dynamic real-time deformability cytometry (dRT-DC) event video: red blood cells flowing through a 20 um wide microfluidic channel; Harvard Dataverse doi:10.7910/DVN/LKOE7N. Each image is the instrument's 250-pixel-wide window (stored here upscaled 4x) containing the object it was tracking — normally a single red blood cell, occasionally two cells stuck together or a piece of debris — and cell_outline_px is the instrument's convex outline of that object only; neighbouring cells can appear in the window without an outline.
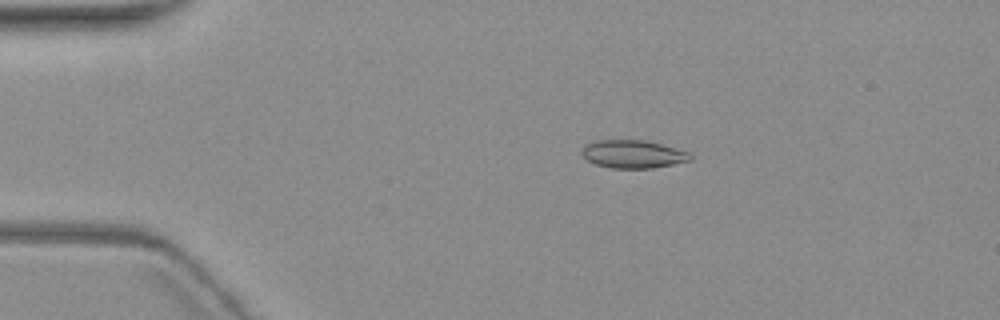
{"species": "common noctule bat (a hibernating species)", "species_latin": "Nyctalus noctula", "temperature_condition": "warm", "stored_images_in_passage": 3, "camera_frame_rate_fps": 3000, "um_per_image_px": 0.085, "animal": {"sex": "female", "body_mass_g": 19.3, "forearm_length_mm": 54.1}, "frame": {"image": 1, "passage_image": 2, "time_ms": 1.333, "image_size_px": [1000, 320], "cell_outline_px": [[692, 160], [652, 168], [612, 168], [596, 164], [588, 160], [580, 152], [584, 144], [596, 140], [644, 140], [660, 144], [688, 152], [692, 156]], "centroid_in_image_um": [53.77, 13.09], "position_along_channel_um": 31.2, "area_um2": 17.57}}